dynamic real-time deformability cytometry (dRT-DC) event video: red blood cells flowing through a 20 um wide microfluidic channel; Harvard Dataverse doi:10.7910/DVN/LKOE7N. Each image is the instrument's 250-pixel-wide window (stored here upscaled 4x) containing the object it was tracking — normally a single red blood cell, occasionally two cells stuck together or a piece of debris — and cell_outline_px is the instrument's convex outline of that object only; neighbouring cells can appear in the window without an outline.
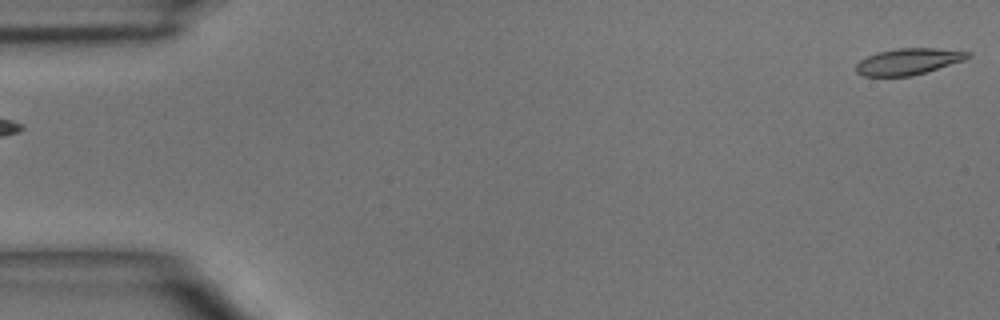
{"species": "common noctule bat (a hibernating species)", "species_latin": "Nyctalus noctula", "temperature_condition": "room temperature", "stored_images_in_passage": 4, "segment_of_instrument_passage": [2, 2], "camera_frame_rate_fps": 3000, "um_per_image_px": 0.085, "animal": {"sex": "male", "body_mass_g": 15.6}, "frame": {"image": 1, "passage_image": 4, "time_ms": 4.333, "image_size_px": [1000, 320], "cell_outline_px": [[972, 56], [964, 60], [912, 76], [864, 76], [856, 72], [856, 64], [860, 60], [876, 52], [896, 48], [936, 48], [972, 52]], "centroid_in_image_um": [77.21, 5.22], "position_along_channel_um": 7.8, "area_um2": 17.17}}